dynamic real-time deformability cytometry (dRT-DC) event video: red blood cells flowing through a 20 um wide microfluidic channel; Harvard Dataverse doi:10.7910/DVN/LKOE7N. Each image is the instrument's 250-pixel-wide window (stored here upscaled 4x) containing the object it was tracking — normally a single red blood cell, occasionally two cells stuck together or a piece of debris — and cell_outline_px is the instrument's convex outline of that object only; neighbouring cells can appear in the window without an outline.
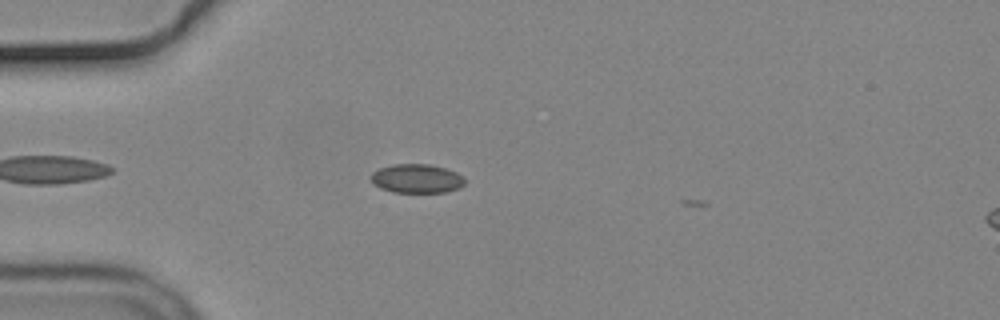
{"species": "common noctule bat (a hibernating species)", "species_latin": "Nyctalus noctula", "temperature_condition": "cold", "stored_images_in_passage": 2, "camera_frame_rate_fps": 3000, "um_per_image_px": 0.085, "animal": {"sex": "male", "body_mass_g": 19.2, "forearm_length_mm": 51.8}, "frame": {"image": 1, "passage_image": 1, "time_ms": 0.0, "image_size_px": [1000, 320], "cell_outline_px": [[464, 184], [460, 188], [448, 192], [392, 192], [380, 188], [372, 180], [372, 172], [380, 168], [392, 164], [428, 164], [444, 168], [456, 172], [464, 176]], "centroid_in_image_um": [35.45, 15.18], "position_along_channel_um": 49.5, "area_um2": 15.78}}